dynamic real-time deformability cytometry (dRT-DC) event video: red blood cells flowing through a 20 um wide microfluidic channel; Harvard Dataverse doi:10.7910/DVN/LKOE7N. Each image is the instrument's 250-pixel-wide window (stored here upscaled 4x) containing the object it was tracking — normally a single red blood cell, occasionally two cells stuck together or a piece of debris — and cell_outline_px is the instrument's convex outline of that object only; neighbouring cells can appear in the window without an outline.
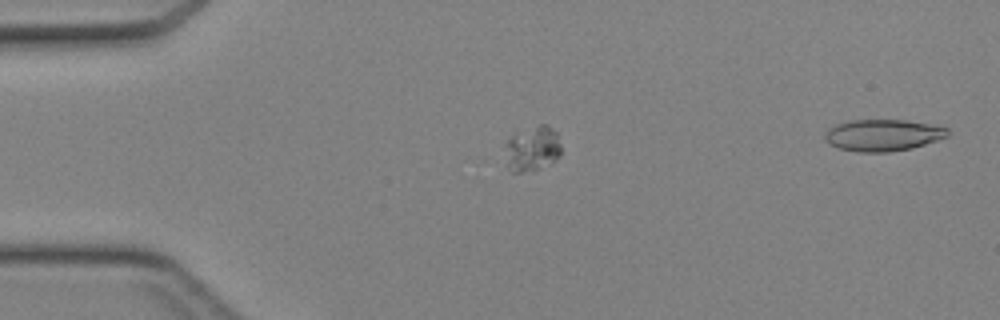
{"species": "Egyptian fruit bat (a non-hibernating species)", "species_latin": "Rousettus aegyptiacus", "temperature_condition": "cold", "stored_images_in_passage": 6, "segment_of_instrument_passage": [1, 2], "camera_frame_rate_fps": 3000, "um_per_image_px": 0.085, "animal": {"sex": "female"}, "frame": {"image": 1, "passage_image": 2, "time_ms": 0.333, "image_size_px": [1000, 320], "cell_outline_px": [[560, 156], [552, 164], [524, 172], [512, 172], [508, 164], [504, 144], [512, 136], [540, 124], [548, 124], [556, 132], [560, 144]], "centroid_in_image_um": [45.28, 12.65], "position_along_channel_um": 39.7, "area_um2": 14.51}}